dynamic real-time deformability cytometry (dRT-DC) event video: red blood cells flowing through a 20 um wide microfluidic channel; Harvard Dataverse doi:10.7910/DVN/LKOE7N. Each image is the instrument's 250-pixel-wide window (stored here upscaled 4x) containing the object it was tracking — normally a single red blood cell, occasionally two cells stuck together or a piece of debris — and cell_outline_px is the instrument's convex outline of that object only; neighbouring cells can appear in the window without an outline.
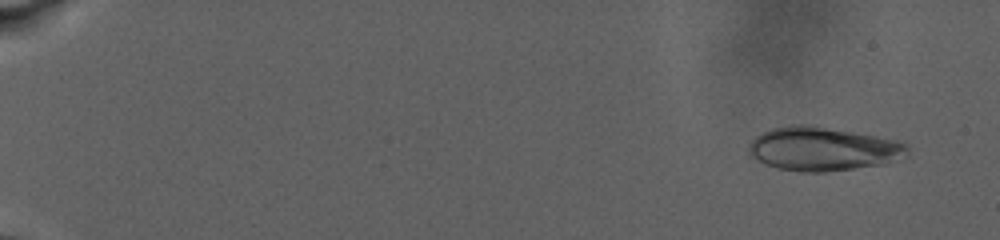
{"species": "human", "species_latin": "Homo sapiens", "temperature_condition": "warm", "stored_images_in_passage": 32, "camera_frame_rate_fps": 3000, "um_per_image_px": 0.085, "donor": {"sex": "male"}, "frame": {"image": 1, "passage_image": 5, "time_ms": 1.667, "image_size_px": [1000, 240], "cell_outline_px": [[908, 156], [884, 164], [828, 172], [796, 172], [776, 168], [764, 164], [748, 156], [748, 144], [756, 136], [772, 128], [792, 124], [808, 124], [876, 136], [896, 140], [908, 144]], "centroid_in_image_um": [69.92, 12.67], "position_along_channel_um": 15.1, "area_um2": 40.92}}
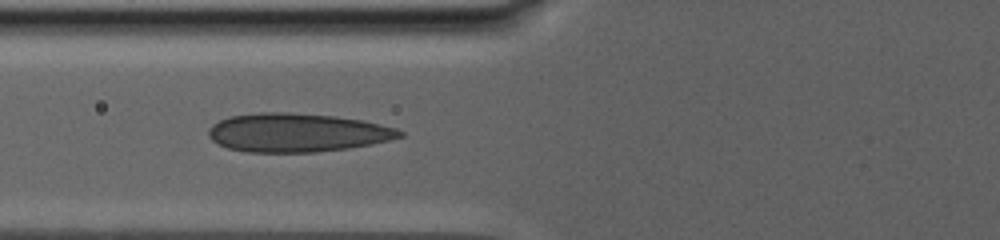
{"frame": {"image": 2, "passage_image": 29, "time_ms": 12.333, "image_size_px": [1000, 240], "cell_outline_px": [[404, 136], [372, 144], [348, 148], [316, 152], [244, 152], [228, 148], [212, 140], [208, 136], [208, 128], [212, 124], [228, 116], [260, 112], [288, 112], [336, 116], [360, 120], [380, 124], [396, 128], [404, 132]], "centroid_in_image_um": [25.23, 11.27], "position_along_channel_um": 100.6, "area_um2": 43.18}}
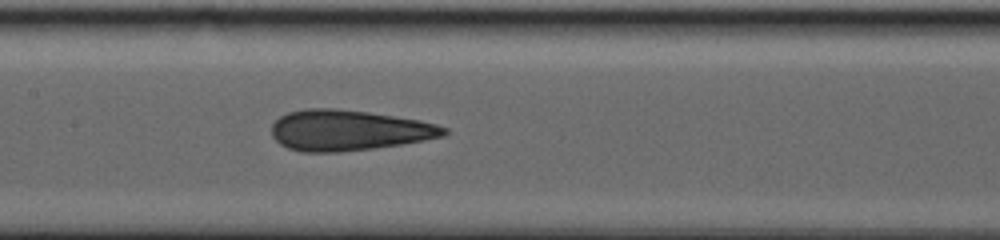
{"frame": {"image": 3, "passage_image": 32, "time_ms": 15.333, "image_size_px": [1000, 240], "cell_outline_px": [[448, 132], [444, 136], [424, 140], [400, 144], [372, 148], [340, 152], [300, 152], [288, 148], [280, 144], [272, 136], [272, 124], [280, 116], [288, 112], [304, 108], [332, 108], [368, 112], [420, 120], [436, 124], [448, 128]], "centroid_in_image_um": [29.61, 11.07], "position_along_channel_um": 177.8, "area_um2": 40.81}}